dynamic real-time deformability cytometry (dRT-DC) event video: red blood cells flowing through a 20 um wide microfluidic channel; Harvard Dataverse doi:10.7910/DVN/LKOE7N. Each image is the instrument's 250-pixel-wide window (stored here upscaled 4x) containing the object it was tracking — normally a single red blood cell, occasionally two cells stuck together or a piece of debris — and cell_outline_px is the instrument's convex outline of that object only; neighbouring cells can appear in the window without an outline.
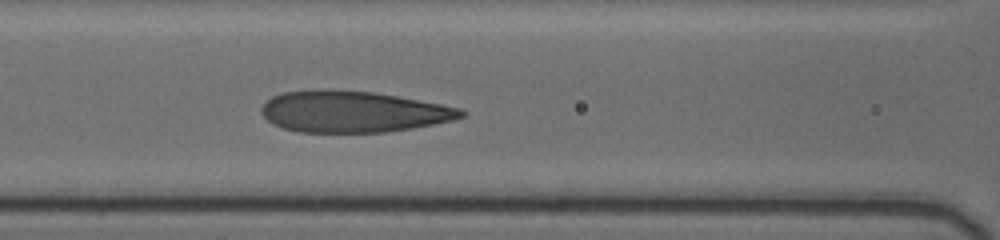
{"species": "human", "species_latin": "Homo sapiens", "temperature_condition": "cold", "stored_images_in_passage": 13, "camera_frame_rate_fps": 3000, "um_per_image_px": 0.085, "donor": {"sex": "female"}, "frame": {"image": 1, "passage_image": 13, "time_ms": 7.667, "image_size_px": [1000, 240], "cell_outline_px": [[464, 116], [452, 120], [412, 128], [388, 132], [300, 132], [284, 128], [272, 124], [260, 112], [260, 108], [264, 100], [280, 92], [328, 88], [332, 88], [372, 92], [396, 96], [440, 104], [460, 108], [464, 112]], "centroid_in_image_um": [29.92, 9.48], "position_along_channel_um": 136.7, "area_um2": 48.26}}